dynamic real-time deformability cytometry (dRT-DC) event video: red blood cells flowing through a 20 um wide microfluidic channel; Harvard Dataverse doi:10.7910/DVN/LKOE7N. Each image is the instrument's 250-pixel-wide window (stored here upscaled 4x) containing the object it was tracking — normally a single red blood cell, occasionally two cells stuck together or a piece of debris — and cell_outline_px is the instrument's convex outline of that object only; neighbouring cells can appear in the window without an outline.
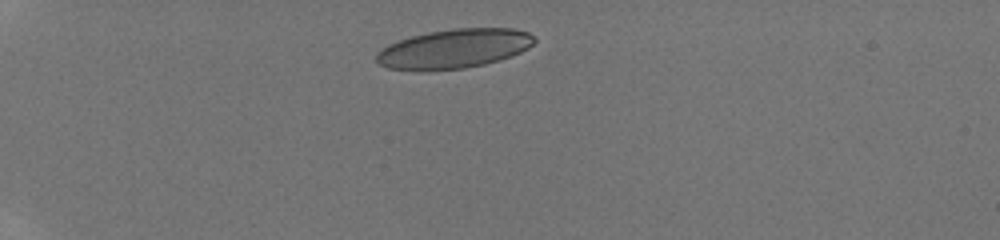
{"species": "human", "species_latin": "Homo sapiens", "temperature_condition": "room temperature", "stored_images_in_passage": 37, "camera_frame_rate_fps": 3000, "um_per_image_px": 0.085, "donor": {"sex": "male"}, "frame": {"image": 1, "passage_image": 1, "time_ms": 0.0, "image_size_px": [1000, 240], "cell_outline_px": [[536, 40], [528, 48], [512, 56], [484, 64], [464, 68], [388, 68], [380, 64], [376, 60], [376, 52], [388, 44], [412, 36], [428, 32], [452, 28], [512, 28], [528, 32], [536, 36]], "centroid_in_image_um": [38.66, 4.09], "position_along_channel_um": 46.3, "area_um2": 35.37}}
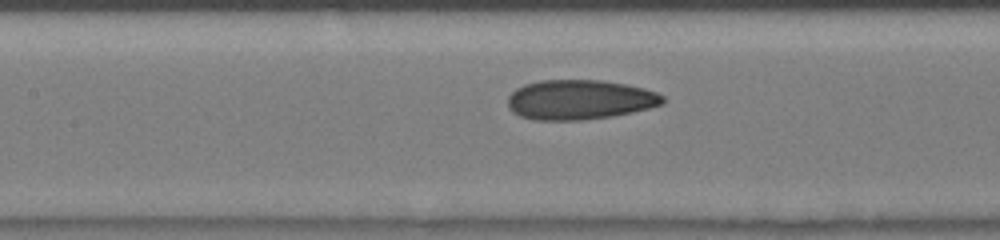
{"frame": {"image": 2, "passage_image": 13, "time_ms": 4.0, "image_size_px": [1000, 240], "cell_outline_px": [[664, 104], [632, 112], [612, 116], [584, 120], [532, 120], [520, 116], [512, 112], [508, 108], [508, 96], [516, 88], [524, 84], [540, 80], [604, 80], [644, 88], [656, 92], [664, 96]], "centroid_in_image_um": [49.25, 8.47], "position_along_channel_um": 158.2, "area_um2": 36.13}}
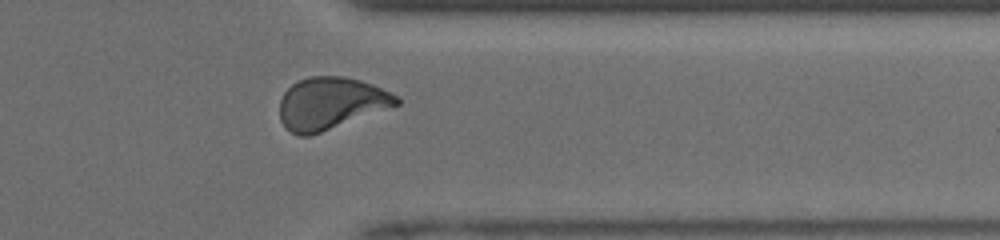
{"frame": {"image": 3, "passage_image": 29, "time_ms": 9.333, "image_size_px": [1000, 240], "cell_outline_px": [[400, 104], [320, 132], [308, 136], [300, 136], [284, 128], [280, 120], [280, 100], [284, 92], [296, 80], [308, 76], [344, 76], [360, 80], [372, 84], [400, 96]], "centroid_in_image_um": [28.09, 8.76], "position_along_channel_um": 383.3, "area_um2": 35.43}, "authors_computed_cell_mechanics": {"area_um2": 35.0846, "velocity_mm_per_s": 4.2347, "shape_relaxation_time_tau1_ms": 8.1032, "shape_relaxation_time_tau2_ms": 1.0067, "deformation_change_tau1": 0.2037, "deformation_change_tau2": 0.07}}